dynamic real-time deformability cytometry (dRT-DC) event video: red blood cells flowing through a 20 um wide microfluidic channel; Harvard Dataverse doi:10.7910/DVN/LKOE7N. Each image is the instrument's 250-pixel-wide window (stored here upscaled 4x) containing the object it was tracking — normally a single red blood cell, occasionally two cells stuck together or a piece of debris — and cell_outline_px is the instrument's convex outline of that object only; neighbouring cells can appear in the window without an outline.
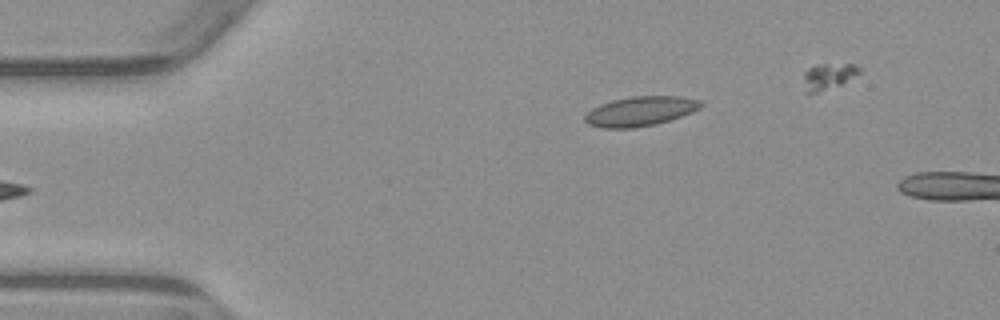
{"species": "common noctule bat (a hibernating species)", "species_latin": "Nyctalus noctula", "temperature_condition": "warm", "stored_images_in_passage": 6, "camera_frame_rate_fps": 3000, "um_per_image_px": 0.085, "animal": {"sex": "male", "body_mass_g": 23.1, "forearm_length_mm": 52.7}, "frame": {"image": 1, "passage_image": 6, "time_ms": 6.0, "image_size_px": [1000, 320], "cell_outline_px": [[704, 104], [700, 108], [692, 112], [656, 124], [636, 128], [604, 128], [588, 124], [584, 120], [584, 116], [592, 108], [600, 104], [612, 100], [628, 96], [684, 96], [700, 100]], "centroid_in_image_um": [54.43, 9.44], "position_along_channel_um": 30.6, "area_um2": 20.11}}